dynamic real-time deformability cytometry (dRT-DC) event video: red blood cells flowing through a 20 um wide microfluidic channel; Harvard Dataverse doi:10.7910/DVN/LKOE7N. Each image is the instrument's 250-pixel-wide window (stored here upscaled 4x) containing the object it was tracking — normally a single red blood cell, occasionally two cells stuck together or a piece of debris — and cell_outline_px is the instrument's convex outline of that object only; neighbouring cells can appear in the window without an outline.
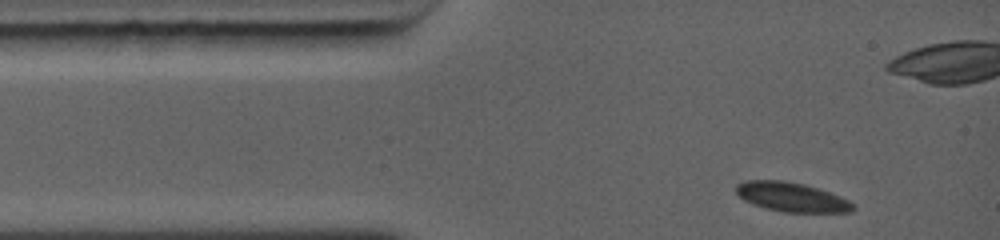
{"species": "common noctule bat (a hibernating species)", "species_latin": "Nyctalus noctula", "temperature_condition": "warm", "stored_images_in_passage": 17, "camera_frame_rate_fps": 5000, "um_per_image_px": 0.085, "animal": {"sex": "female", "body_mass_g": 19.0, "forearm_length_mm": 56.7}, "frame": {"image": 1, "passage_image": 1, "time_ms": 0.0, "image_size_px": [1000, 240], "cell_outline_px": [[856, 208], [852, 212], [784, 212], [764, 208], [752, 204], [744, 200], [736, 192], [736, 184], [744, 180], [784, 180], [804, 184], [840, 196], [848, 200]], "centroid_in_image_um": [67.26, 16.75], "position_along_channel_um": 17.7, "area_um2": 19.94}}
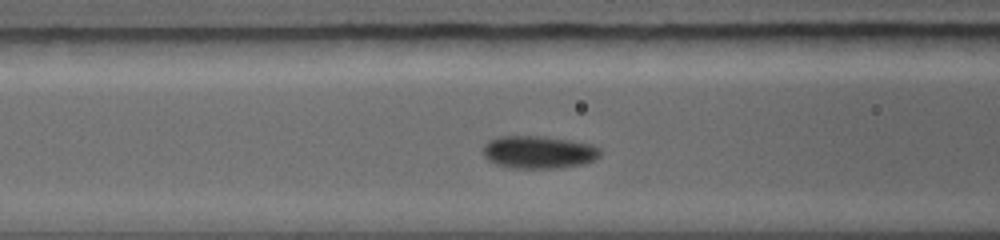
{"frame": {"image": 2, "passage_image": 10, "time_ms": 3.2, "image_size_px": [1000, 240], "cell_outline_px": [[600, 156], [584, 164], [556, 168], [512, 168], [496, 164], [488, 160], [484, 156], [484, 144], [488, 140], [496, 136], [544, 136], [572, 140], [592, 144], [600, 148]], "centroid_in_image_um": [45.78, 12.92], "position_along_channel_um": 120.8, "area_um2": 22.48}}
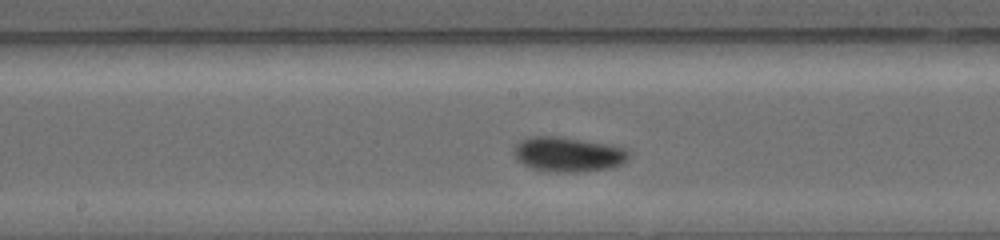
{"frame": {"image": 3, "passage_image": 15, "time_ms": 5.0, "image_size_px": [1000, 240], "cell_outline_px": [[628, 160], [612, 168], [584, 172], [556, 172], [532, 168], [516, 160], [516, 144], [520, 140], [528, 136], [564, 136], [612, 144], [628, 148]], "centroid_in_image_um": [48.35, 13.1], "position_along_channel_um": 199.9, "area_um2": 23.7}}